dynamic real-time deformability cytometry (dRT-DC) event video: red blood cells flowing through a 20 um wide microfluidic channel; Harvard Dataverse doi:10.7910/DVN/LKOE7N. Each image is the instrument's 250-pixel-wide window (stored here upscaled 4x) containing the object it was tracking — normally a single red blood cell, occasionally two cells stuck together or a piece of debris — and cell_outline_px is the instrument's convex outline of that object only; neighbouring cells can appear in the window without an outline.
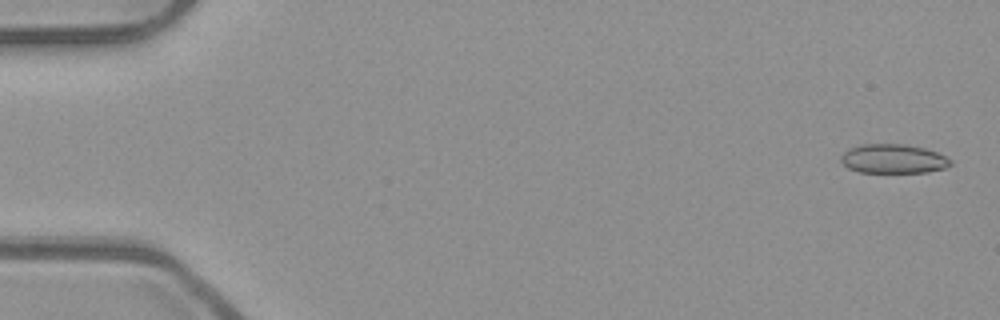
{"species": "common noctule bat (a hibernating species)", "species_latin": "Nyctalus noctula", "temperature_condition": "room temperature", "stored_images_in_passage": 53, "camera_frame_rate_fps": 3000, "um_per_image_px": 0.085, "animal": {"sex": "male", "body_mass_g": 23.1, "forearm_length_mm": 52.7}, "frame": {"image": 1, "passage_image": 2, "time_ms": 0.333, "image_size_px": [1000, 320], "cell_outline_px": [[952, 164], [944, 168], [928, 172], [860, 172], [848, 168], [840, 160], [840, 156], [848, 148], [860, 144], [904, 144], [924, 148], [936, 152], [952, 160]], "centroid_in_image_um": [75.9, 13.49], "position_along_channel_um": 9.1, "area_um2": 18.61}}
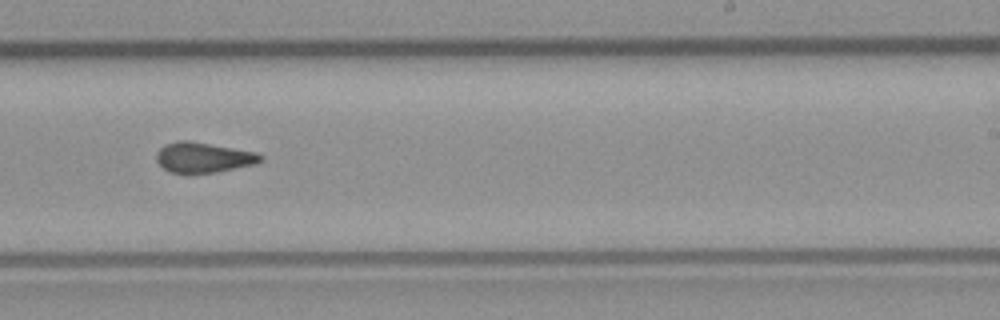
{"frame": {"image": 2, "passage_image": 33, "time_ms": 10.667, "image_size_px": [1000, 320], "cell_outline_px": [[264, 160], [256, 164], [216, 172], [188, 176], [168, 172], [156, 160], [156, 152], [164, 144], [176, 140], [188, 140], [256, 152], [264, 156]], "centroid_in_image_um": [17.26, 13.41], "position_along_channel_um": 271.7, "area_um2": 19.02}}
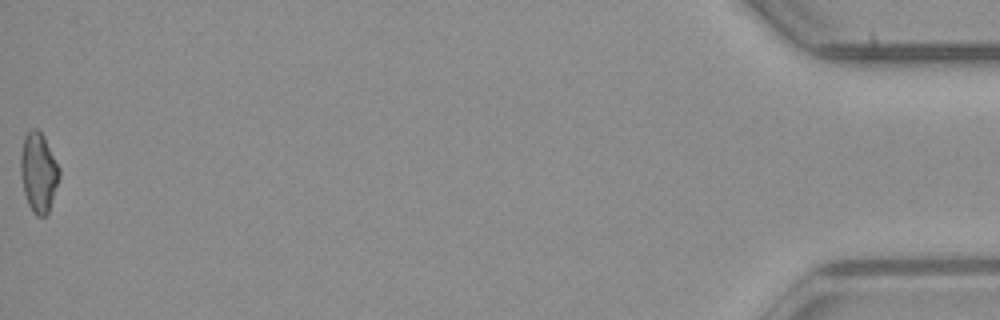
{"frame": {"image": 3, "passage_image": 53, "time_ms": 17.333, "image_size_px": [1000, 320], "cell_outline_px": [[60, 176], [48, 212], [44, 216], [36, 216], [32, 212], [28, 204], [24, 192], [20, 176], [20, 156], [24, 136], [32, 128], [36, 128], [44, 136], [60, 168]], "centroid_in_image_um": [3.26, 14.64], "position_along_channel_um": 431.9, "area_um2": 17.98}, "authors_computed_cell_mechanics": {"area_um2": 18.6116, "velocity_mm_per_s": 3.9573, "shape_relaxation_time_tau1_ms": 4.3061, "shape_relaxation_time_tau2_ms": 1.5062, "deformation_change_tau1": 0.1212, "deformation_change_tau2": 0.0867}}